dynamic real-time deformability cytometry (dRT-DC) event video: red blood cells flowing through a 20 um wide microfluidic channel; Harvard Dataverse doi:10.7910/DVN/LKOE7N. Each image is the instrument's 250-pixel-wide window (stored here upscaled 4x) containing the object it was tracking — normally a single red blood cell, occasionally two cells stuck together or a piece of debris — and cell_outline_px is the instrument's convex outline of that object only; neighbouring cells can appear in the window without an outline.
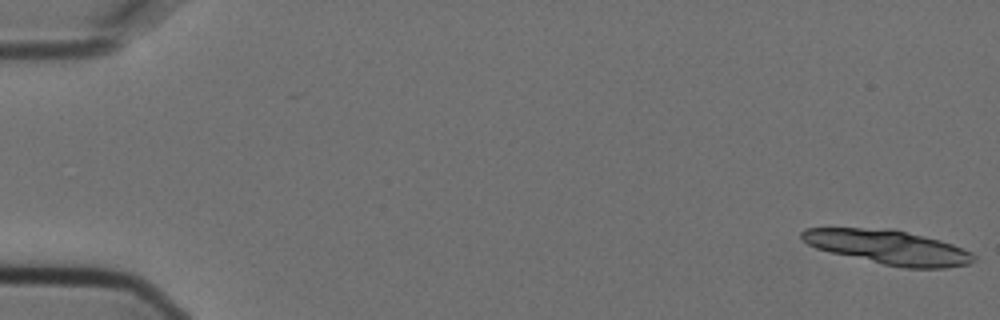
{"species": "Egyptian fruit bat (a non-hibernating species)", "species_latin": "Rousettus aegyptiacus", "temperature_condition": "cold", "stored_images_in_passage": 16, "camera_frame_rate_fps": 3000, "um_per_image_px": 0.085, "animal": {"sex": "female"}, "frame": {"image": 1, "passage_image": 1, "time_ms": 0.0, "image_size_px": [1000, 320], "cell_outline_px": [[976, 260], [968, 264], [948, 268], [904, 268], [884, 264], [832, 252], [816, 248], [808, 244], [800, 236], [800, 232], [804, 228], [892, 228], [940, 240], [952, 244], [972, 252], [976, 256]], "centroid_in_image_um": [75.55, 21.0], "position_along_channel_um": 9.5, "area_um2": 34.22}}